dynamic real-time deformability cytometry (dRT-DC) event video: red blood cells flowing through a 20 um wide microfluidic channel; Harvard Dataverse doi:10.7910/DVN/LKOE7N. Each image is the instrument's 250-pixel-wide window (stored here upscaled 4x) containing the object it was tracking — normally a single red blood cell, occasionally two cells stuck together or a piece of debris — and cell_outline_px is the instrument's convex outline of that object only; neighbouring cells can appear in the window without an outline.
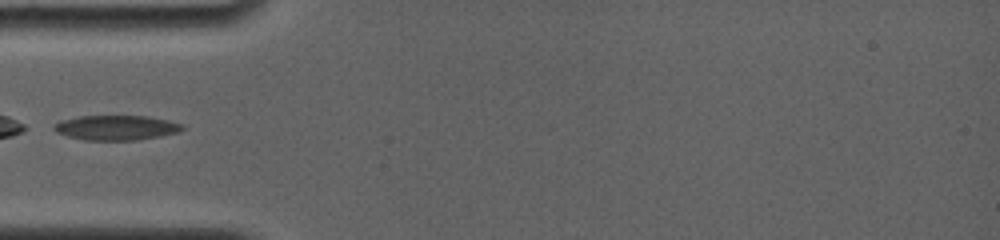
{"species": "common noctule bat (a hibernating species)", "species_latin": "Nyctalus noctula", "temperature_condition": "room temperature", "stored_images_in_passage": 1, "camera_frame_rate_fps": 4000, "um_per_image_px": 0.085, "animal": {"sex": "female", "body_mass_g": 19.0, "forearm_length_mm": 56.7}, "frame": {"image": 1, "passage_image": 1, "time_ms": 0.0, "image_size_px": [1000, 240], "cell_outline_px": [[184, 128], [176, 132], [160, 136], [136, 140], [84, 140], [68, 136], [56, 132], [52, 128], [52, 124], [60, 120], [80, 116], [144, 116], [168, 120], [184, 124]], "centroid_in_image_um": [9.83, 10.85], "position_along_channel_um": 75.2, "area_um2": 18.55}}